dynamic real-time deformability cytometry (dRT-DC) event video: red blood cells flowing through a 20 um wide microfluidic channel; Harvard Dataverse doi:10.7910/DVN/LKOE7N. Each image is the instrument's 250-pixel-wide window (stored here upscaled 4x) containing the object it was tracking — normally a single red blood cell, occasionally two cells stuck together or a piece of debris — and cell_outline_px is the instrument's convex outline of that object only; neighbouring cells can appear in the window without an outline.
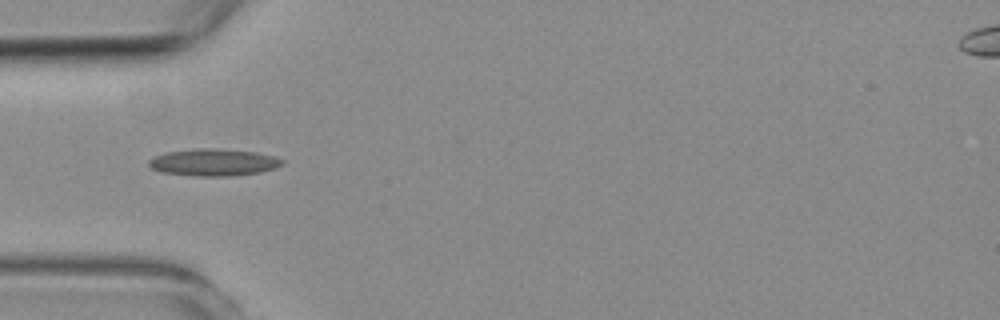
{"species": "common noctule bat (a hibernating species)", "species_latin": "Nyctalus noctula", "temperature_condition": "room temperature", "stored_images_in_passage": 8, "camera_frame_rate_fps": 3000, "um_per_image_px": 0.085, "animal": {"sex": "female", "body_mass_g": 19.3, "forearm_length_mm": 54.1}, "frame": {"image": 1, "passage_image": 3, "time_ms": 3.333, "image_size_px": [1000, 320], "cell_outline_px": [[284, 164], [260, 172], [232, 176], [196, 176], [160, 172], [152, 168], [148, 164], [148, 160], [164, 152], [196, 148], [212, 148], [256, 152], [272, 156], [284, 160]], "centroid_in_image_um": [18.12, 13.8], "position_along_channel_um": 66.9, "area_um2": 20.98}}
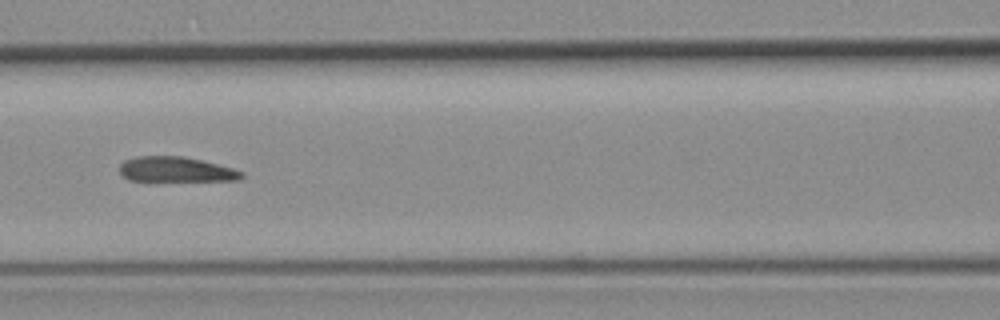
{"frame": {"image": 2, "passage_image": 5, "time_ms": 5.667, "image_size_px": [1000, 320], "cell_outline_px": [[244, 176], [240, 180], [128, 180], [120, 172], [120, 164], [124, 160], [136, 156], [184, 156], [232, 168], [244, 172]], "centroid_in_image_um": [14.94, 14.39], "position_along_channel_um": 151.7, "area_um2": 17.57}}
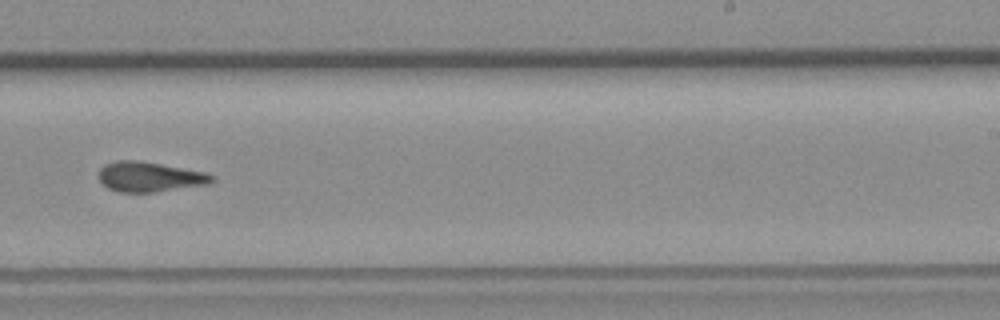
{"frame": {"image": 3, "passage_image": 8, "time_ms": 9.0, "image_size_px": [1000, 320], "cell_outline_px": [[216, 180], [212, 184], [152, 192], [120, 192], [108, 188], [100, 180], [100, 168], [104, 164], [116, 160], [140, 160], [204, 172], [212, 176]], "centroid_in_image_um": [12.73, 15.02], "position_along_channel_um": 276.3, "area_um2": 19.71}}